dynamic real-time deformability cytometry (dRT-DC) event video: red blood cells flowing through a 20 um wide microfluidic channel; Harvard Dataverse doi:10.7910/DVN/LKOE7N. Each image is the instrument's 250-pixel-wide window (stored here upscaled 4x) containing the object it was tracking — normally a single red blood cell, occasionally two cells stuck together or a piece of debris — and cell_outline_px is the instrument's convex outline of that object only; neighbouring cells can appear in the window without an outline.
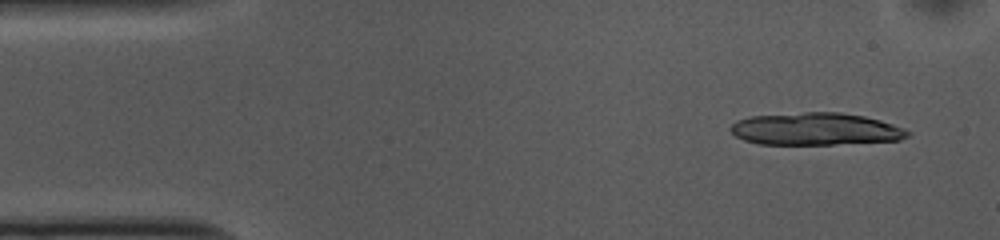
{"species": "common noctule bat (a hibernating species)", "species_latin": "Nyctalus noctula", "temperature_condition": "cold", "stored_images_in_passage": 13, "camera_frame_rate_fps": 3000, "um_per_image_px": 0.085, "animal": {"sex": "female", "body_mass_g": 10.0, "forearm_length_mm": 53.1}, "frame": {"image": 1, "passage_image": 3, "time_ms": 0.667, "image_size_px": [1000, 240], "cell_outline_px": [[912, 132], [908, 136], [900, 140], [832, 144], [756, 144], [744, 140], [736, 136], [728, 128], [736, 120], [752, 116], [804, 112], [840, 112], [864, 116], [880, 120], [904, 128]], "centroid_in_image_um": [69.32, 10.96], "position_along_channel_um": 15.7, "area_um2": 33.41}}